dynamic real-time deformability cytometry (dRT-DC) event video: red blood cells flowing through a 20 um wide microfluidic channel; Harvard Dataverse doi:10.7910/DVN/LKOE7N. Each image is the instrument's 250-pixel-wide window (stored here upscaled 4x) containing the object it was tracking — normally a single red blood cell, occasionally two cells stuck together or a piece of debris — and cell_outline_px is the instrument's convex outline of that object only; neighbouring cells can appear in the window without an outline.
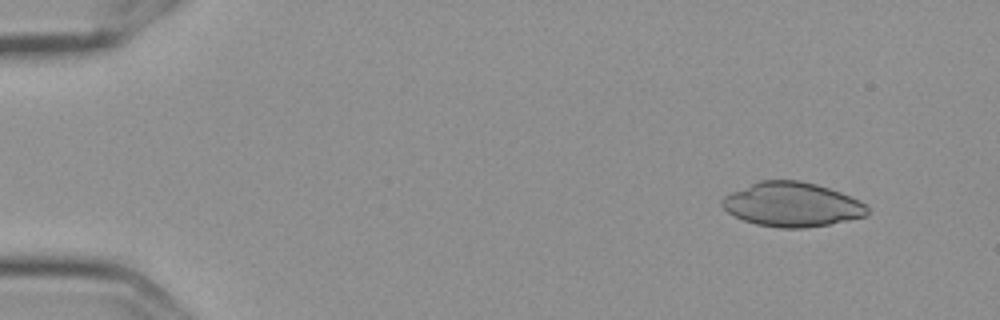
{"species": "Egyptian fruit bat (a non-hibernating species)", "species_latin": "Rousettus aegyptiacus", "temperature_condition": "cold", "stored_images_in_passage": 56, "camera_frame_rate_fps": 3000, "um_per_image_px": 0.085, "frame": {"image": 1, "passage_image": 4, "time_ms": 1.0, "image_size_px": [1000, 320], "cell_outline_px": [[868, 216], [828, 224], [804, 228], [780, 228], [756, 224], [744, 220], [728, 212], [720, 204], [720, 200], [724, 196], [732, 192], [760, 180], [800, 180], [816, 184], [840, 192], [860, 200], [868, 208]], "centroid_in_image_um": [67.32, 17.38], "position_along_channel_um": 17.7, "area_um2": 37.4}}
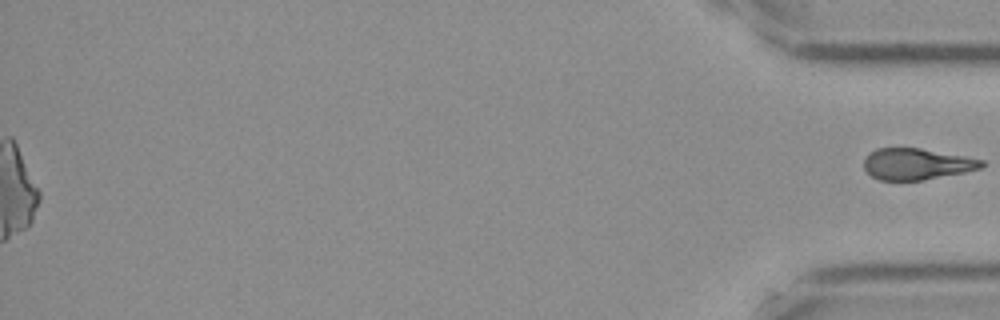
{"frame": {"image": 2, "passage_image": 56, "time_ms": 18.333, "image_size_px": [1000, 320], "cell_outline_px": [[984, 168], [924, 180], [880, 180], [872, 176], [864, 168], [864, 160], [868, 152], [876, 148], [920, 148], [964, 156], [984, 160]], "centroid_in_image_um": [77.92, 13.94], "position_along_channel_um": 357.3, "area_um2": 21.5}}